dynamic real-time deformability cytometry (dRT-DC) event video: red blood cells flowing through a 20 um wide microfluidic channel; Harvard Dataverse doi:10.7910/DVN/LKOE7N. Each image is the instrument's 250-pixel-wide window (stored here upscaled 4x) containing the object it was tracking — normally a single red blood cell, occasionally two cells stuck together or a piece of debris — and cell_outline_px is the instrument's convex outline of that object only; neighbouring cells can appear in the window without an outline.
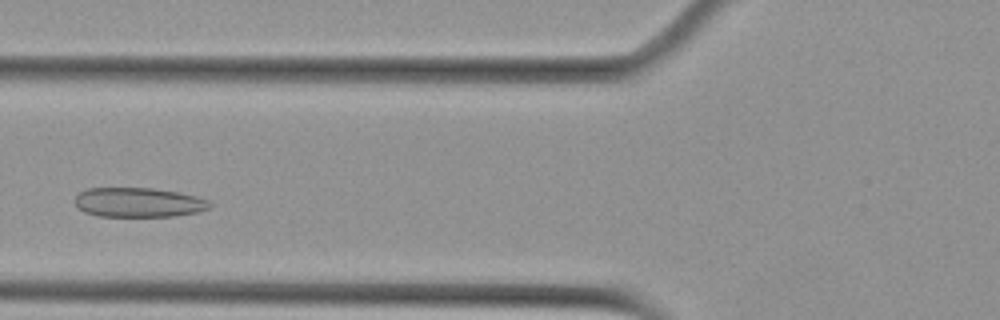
{"species": "Egyptian fruit bat (a non-hibernating species)", "species_latin": "Rousettus aegyptiacus", "temperature_condition": "cold", "stored_images_in_passage": 5, "camera_frame_rate_fps": 3000, "um_per_image_px": 0.085, "animal": {"sex": "female"}, "frame": {"image": 1, "passage_image": 3, "time_ms": 3.667, "image_size_px": [1000, 320], "cell_outline_px": [[212, 208], [196, 212], [172, 216], [100, 216], [84, 212], [76, 208], [76, 196], [80, 192], [88, 188], [152, 188], [176, 192], [196, 196], [208, 200], [212, 204]], "centroid_in_image_um": [11.77, 17.2], "position_along_channel_um": 114.0, "area_um2": 23.12}}
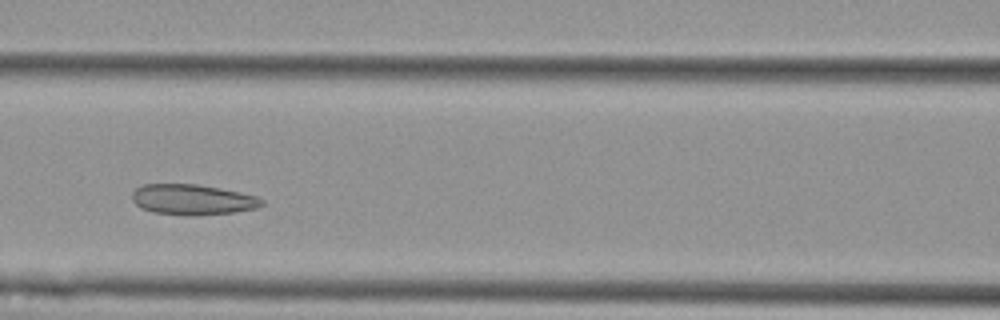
{"frame": {"image": 2, "passage_image": 4, "time_ms": 4.667, "image_size_px": [1000, 320], "cell_outline_px": [[264, 204], [256, 208], [236, 212], [196, 216], [188, 216], [152, 212], [140, 208], [132, 200], [132, 192], [136, 188], [144, 184], [196, 184], [220, 188], [240, 192], [256, 196], [264, 200]], "centroid_in_image_um": [16.36, 16.97], "position_along_channel_um": 150.2, "area_um2": 23.29}}
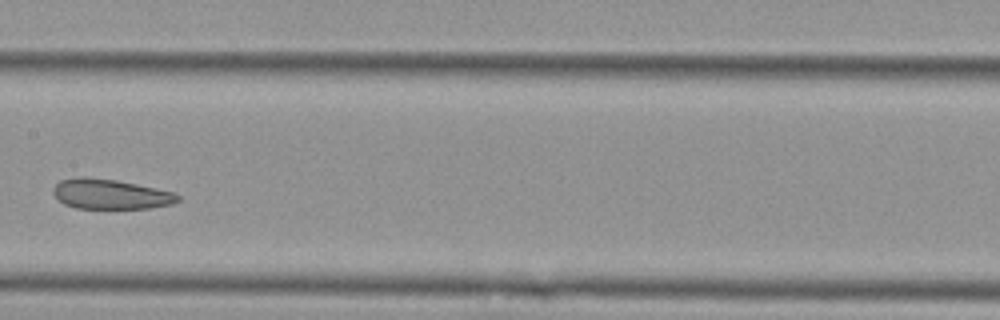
{"frame": {"image": 3, "passage_image": 5, "time_ms": 6.0, "image_size_px": [1000, 320], "cell_outline_px": [[180, 200], [172, 204], [152, 208], [76, 208], [64, 204], [52, 192], [52, 188], [60, 180], [80, 176], [84, 176], [116, 180], [136, 184], [172, 192], [180, 196]], "centroid_in_image_um": [9.37, 16.5], "position_along_channel_um": 198.0, "area_um2": 21.68}}